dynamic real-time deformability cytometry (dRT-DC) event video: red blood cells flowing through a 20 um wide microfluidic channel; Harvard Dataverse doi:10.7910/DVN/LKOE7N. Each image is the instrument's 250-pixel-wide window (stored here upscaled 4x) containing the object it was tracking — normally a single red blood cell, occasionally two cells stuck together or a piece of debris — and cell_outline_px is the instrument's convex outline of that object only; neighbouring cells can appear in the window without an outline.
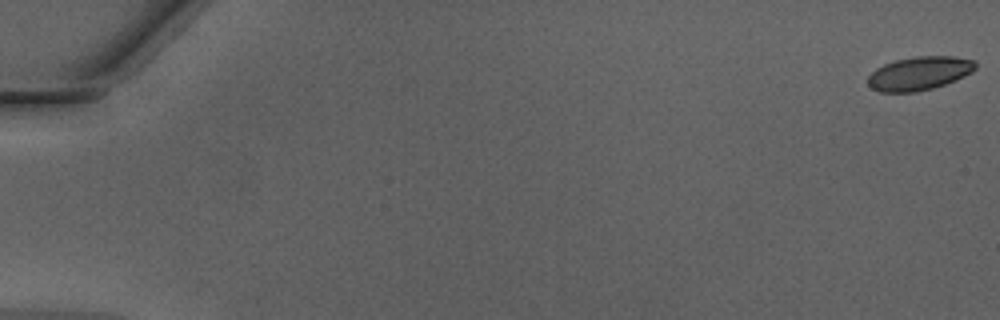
{"species": "Egyptian fruit bat (a non-hibernating species)", "species_latin": "Rousettus aegyptiacus", "temperature_condition": "warm", "stored_images_in_passage": 50, "camera_frame_rate_fps": 3000, "um_per_image_px": 0.085, "animal": {"sex": "male"}, "frame": {"image": 1, "passage_image": 1, "time_ms": 0.0, "image_size_px": [1000, 320], "cell_outline_px": [[976, 68], [972, 72], [956, 80], [932, 88], [916, 92], [880, 92], [872, 88], [868, 84], [868, 76], [876, 68], [884, 64], [896, 60], [916, 56], [952, 56], [976, 60]], "centroid_in_image_um": [78.15, 6.23], "position_along_channel_um": 6.8, "area_um2": 21.04}}
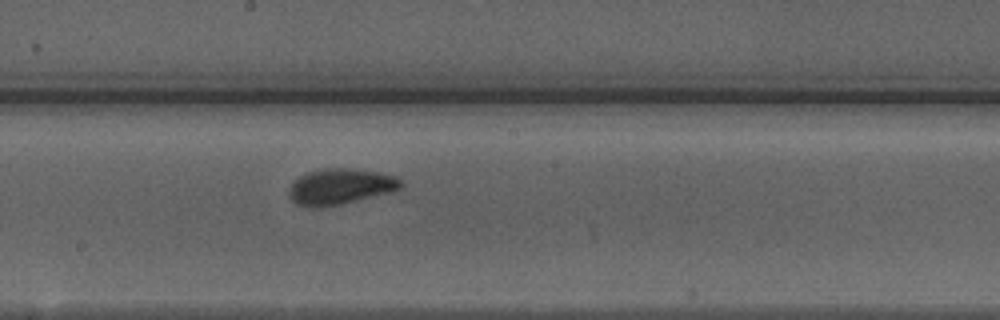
{"frame": {"image": 2, "passage_image": 29, "time_ms": 9.333, "image_size_px": [1000, 320], "cell_outline_px": [[404, 184], [400, 188], [340, 204], [316, 208], [296, 204], [292, 200], [288, 192], [292, 184], [300, 176], [308, 172], [324, 168], [348, 168], [380, 172], [396, 176], [404, 180]], "centroid_in_image_um": [28.92, 15.84], "position_along_channel_um": 219.3, "area_um2": 22.95}}
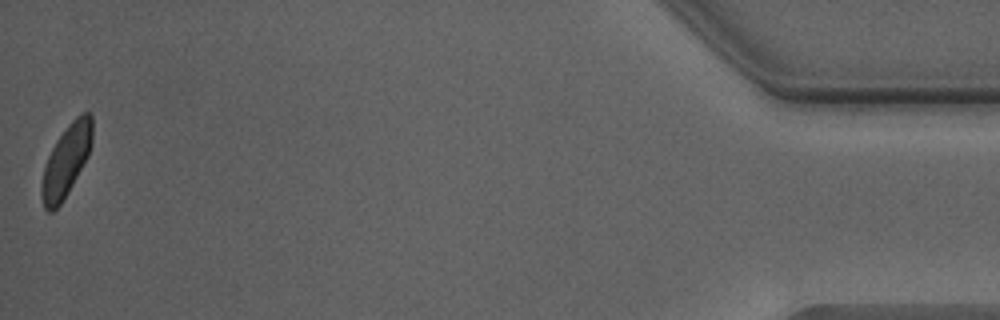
{"frame": {"image": 3, "passage_image": 50, "time_ms": 16.333, "image_size_px": [1000, 320], "cell_outline_px": [[92, 144], [88, 156], [68, 192], [60, 204], [52, 212], [48, 212], [44, 208], [40, 196], [40, 192], [44, 168], [48, 156], [56, 140], [68, 124], [80, 112], [88, 112], [92, 116]], "centroid_in_image_um": [5.62, 13.65], "position_along_channel_um": 429.6, "area_um2": 21.1}, "authors_computed_cell_mechanics": {"area_um2": 21.8484, "velocity_mm_per_s": 4.2707, "shape_relaxation_time_tau1_ms": 1.9199, "shape_relaxation_time_tau2_ms": 0.5926, "deformation_change_tau1": 0.1023, "deformation_change_tau2": 0.0536}}